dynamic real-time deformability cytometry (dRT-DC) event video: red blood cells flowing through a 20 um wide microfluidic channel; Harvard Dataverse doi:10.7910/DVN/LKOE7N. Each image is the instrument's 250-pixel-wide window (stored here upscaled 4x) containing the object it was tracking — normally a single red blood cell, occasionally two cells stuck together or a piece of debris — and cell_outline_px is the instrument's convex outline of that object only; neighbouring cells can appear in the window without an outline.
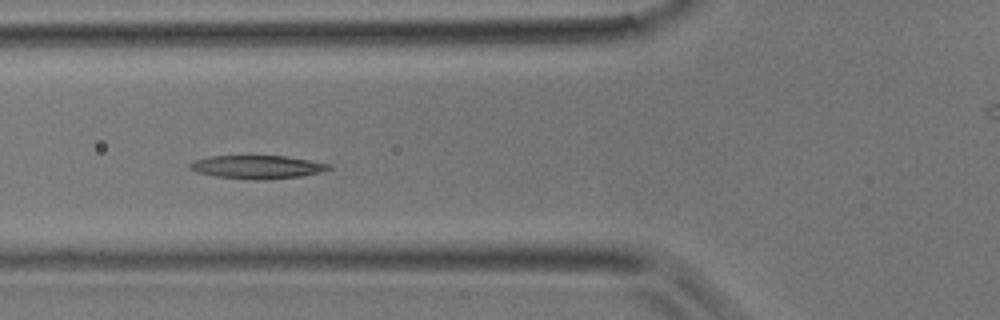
{"species": "common noctule bat (a hibernating species)", "species_latin": "Nyctalus noctula", "temperature_condition": "room temperature", "stored_images_in_passage": 13, "camera_frame_rate_fps": 3000, "um_per_image_px": 0.085, "animal": {"sex": "male", "body_mass_g": 17.9}, "frame": {"image": 1, "passage_image": 10, "time_ms": 3.0, "image_size_px": [1000, 320], "cell_outline_px": [[332, 168], [320, 172], [300, 176], [216, 176], [196, 172], [188, 168], [188, 164], [196, 160], [212, 156], [284, 156], [332, 164]], "centroid_in_image_um": [21.85, 14.13], "position_along_channel_um": 103.9, "area_um2": 17.4}}